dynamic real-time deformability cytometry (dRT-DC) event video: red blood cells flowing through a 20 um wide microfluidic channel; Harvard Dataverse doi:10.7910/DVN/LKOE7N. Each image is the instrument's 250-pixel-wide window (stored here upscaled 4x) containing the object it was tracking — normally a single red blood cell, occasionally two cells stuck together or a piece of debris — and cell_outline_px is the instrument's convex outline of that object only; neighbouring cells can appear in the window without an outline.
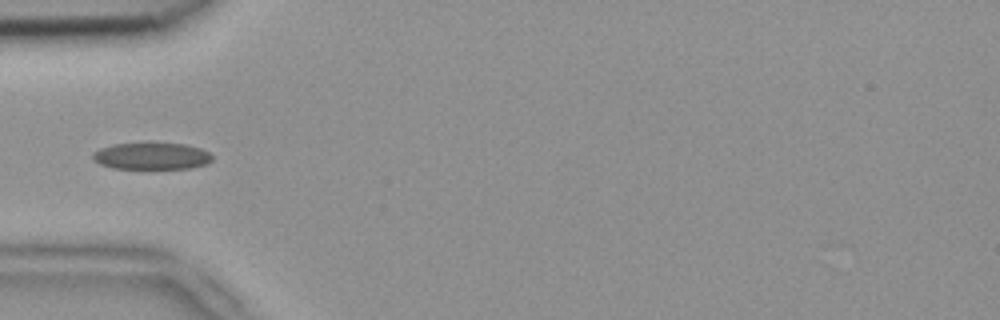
{"species": "common noctule bat (a hibernating species)", "species_latin": "Nyctalus noctula", "temperature_condition": "room temperature", "stored_images_in_passage": 5, "camera_frame_rate_fps": 3000, "um_per_image_px": 0.085, "animal": {"sex": "female", "body_mass_g": 18.4}, "frame": {"image": 1, "passage_image": 4, "time_ms": 1.0, "image_size_px": [1000, 320], "cell_outline_px": [[212, 160], [208, 164], [192, 168], [112, 168], [100, 164], [92, 156], [92, 152], [100, 148], [112, 144], [144, 140], [152, 140], [184, 144], [200, 148], [208, 152], [212, 156]], "centroid_in_image_um": [12.88, 13.21], "position_along_channel_um": 72.1, "area_um2": 19.54}}